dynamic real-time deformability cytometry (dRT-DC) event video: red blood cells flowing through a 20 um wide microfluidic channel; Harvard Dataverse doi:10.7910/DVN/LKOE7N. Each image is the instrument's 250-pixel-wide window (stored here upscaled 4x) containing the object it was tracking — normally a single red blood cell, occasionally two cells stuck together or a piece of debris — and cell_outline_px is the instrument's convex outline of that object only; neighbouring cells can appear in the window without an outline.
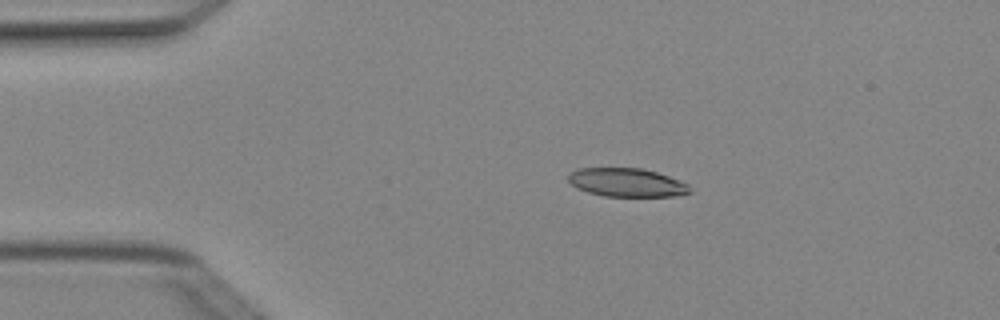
{"species": "Egyptian fruit bat (a non-hibernating species)", "species_latin": "Rousettus aegyptiacus", "temperature_condition": "cold", "stored_images_in_passage": 3, "camera_frame_rate_fps": 3000, "um_per_image_px": 0.085, "animal": {"sex": "female"}, "frame": {"image": 1, "passage_image": 2, "time_ms": 0.333, "image_size_px": [1000, 320], "cell_outline_px": [[692, 192], [676, 196], [604, 196], [588, 192], [576, 188], [568, 180], [568, 176], [572, 172], [580, 168], [644, 168], [680, 180], [688, 184]], "centroid_in_image_um": [53.3, 15.51], "position_along_channel_um": 31.7, "area_um2": 20.17}}